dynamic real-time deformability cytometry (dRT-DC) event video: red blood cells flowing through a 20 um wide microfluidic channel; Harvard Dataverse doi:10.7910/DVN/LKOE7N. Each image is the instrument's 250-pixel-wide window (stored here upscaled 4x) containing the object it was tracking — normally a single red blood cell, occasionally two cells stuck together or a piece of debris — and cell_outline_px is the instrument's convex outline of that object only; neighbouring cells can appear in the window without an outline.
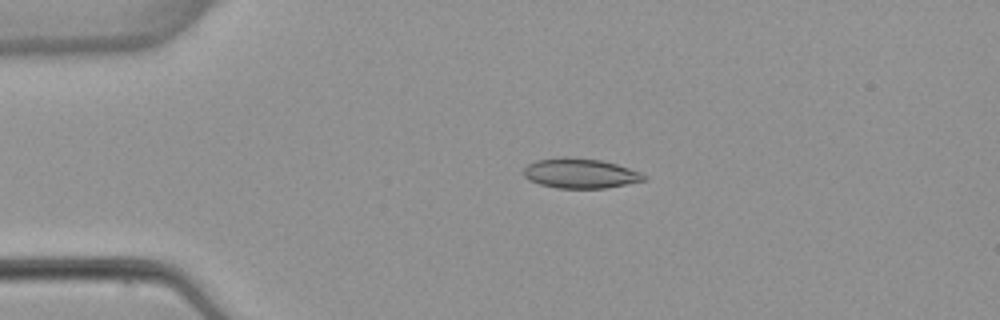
{"species": "common noctule bat (a hibernating species)", "species_latin": "Nyctalus noctula", "temperature_condition": "warm", "stored_images_in_passage": 2, "camera_frame_rate_fps": 3000, "um_per_image_px": 0.085, "animal": {"sex": "female", "body_mass_g": 22.7, "forearm_length_mm": 54.2}, "frame": {"image": 1, "passage_image": 1, "time_ms": 0.0, "image_size_px": [1000, 320], "cell_outline_px": [[644, 180], [608, 188], [556, 188], [540, 184], [528, 180], [524, 176], [524, 168], [528, 164], [536, 160], [564, 156], [568, 156], [600, 160], [616, 164], [640, 172], [644, 176]], "centroid_in_image_um": [49.27, 14.73], "position_along_channel_um": 35.7, "area_um2": 20.87}}